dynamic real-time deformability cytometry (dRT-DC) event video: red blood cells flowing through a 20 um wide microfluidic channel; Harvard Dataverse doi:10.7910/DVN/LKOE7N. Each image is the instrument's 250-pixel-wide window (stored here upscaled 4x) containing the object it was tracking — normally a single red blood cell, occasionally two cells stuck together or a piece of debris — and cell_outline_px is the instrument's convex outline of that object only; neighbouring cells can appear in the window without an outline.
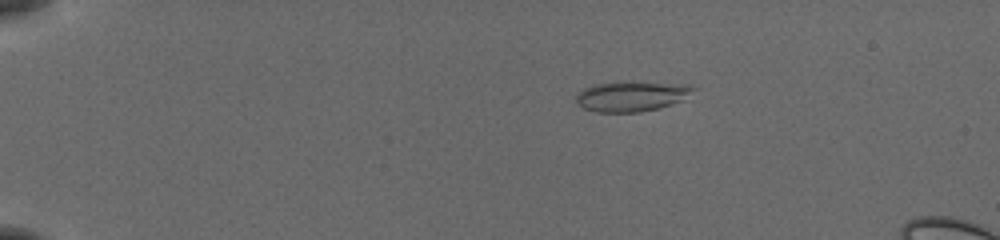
{"species": "common noctule bat (a hibernating species)", "species_latin": "Nyctalus noctula", "temperature_condition": "cold", "stored_images_in_passage": 55, "camera_frame_rate_fps": 3000, "um_per_image_px": 0.085, "animal": {"sex": "female", "body_mass_g": 19.5, "forearm_length_mm": 54.1}, "frame": {"image": 1, "passage_image": 12, "time_ms": 3.667, "image_size_px": [1000, 240], "cell_outline_px": [[696, 88], [680, 100], [656, 108], [640, 112], [596, 112], [584, 108], [576, 100], [576, 96], [584, 88], [596, 84], [656, 84]], "centroid_in_image_um": [53.52, 8.24], "position_along_channel_um": 31.5, "area_um2": 18.73}}
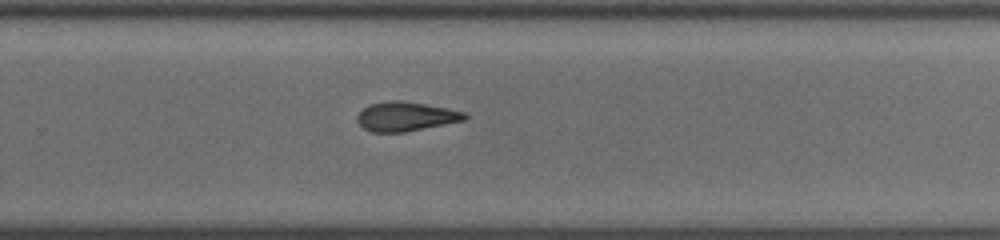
{"frame": {"image": 2, "passage_image": 39, "time_ms": 12.667, "image_size_px": [1000, 240], "cell_outline_px": [[468, 116], [464, 120], [404, 132], [372, 132], [364, 128], [356, 120], [356, 116], [368, 104], [392, 100], [400, 100], [448, 108], [468, 112]], "centroid_in_image_um": [34.49, 9.89], "position_along_channel_um": 295.3, "area_um2": 18.26}}
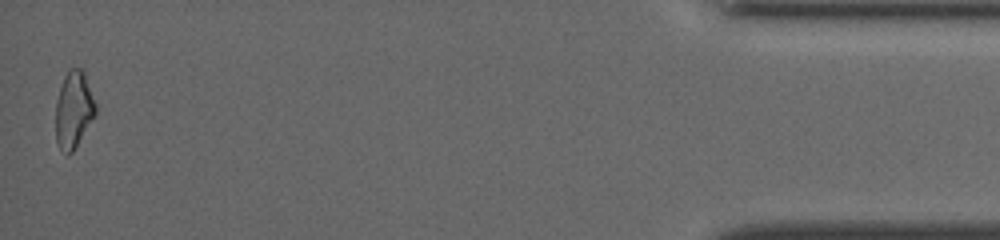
{"frame": {"image": 3, "passage_image": 55, "time_ms": 18.0, "image_size_px": [1000, 240], "cell_outline_px": [[96, 116], [72, 152], [68, 156], [60, 148], [56, 140], [56, 100], [64, 76], [68, 68], [80, 68], [84, 72], [96, 104]], "centroid_in_image_um": [6.27, 9.32], "position_along_channel_um": 428.9, "area_um2": 17.92}, "authors_computed_cell_mechanics": {"area_um2": 18.8428, "velocity_mm_per_s": 3.8919, "shape_relaxation_time_tau1_ms": 5.7825, "shape_relaxation_time_tau2_ms": 4.1254, "deformation_change_tau1": 0.168, "deformation_change_tau2": 0.1225}}